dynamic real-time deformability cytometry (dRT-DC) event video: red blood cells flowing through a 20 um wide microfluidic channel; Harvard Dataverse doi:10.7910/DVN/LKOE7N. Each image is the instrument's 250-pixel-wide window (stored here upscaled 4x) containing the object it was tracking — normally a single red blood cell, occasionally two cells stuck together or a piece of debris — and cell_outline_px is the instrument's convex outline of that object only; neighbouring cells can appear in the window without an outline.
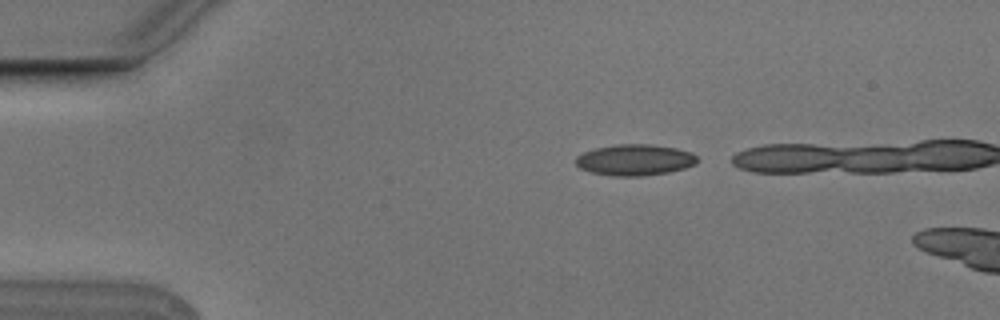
{"species": "Egyptian fruit bat (a non-hibernating species)", "species_latin": "Rousettus aegyptiacus", "temperature_condition": "cold", "stored_images_in_passage": 2, "camera_frame_rate_fps": 3000, "um_per_image_px": 0.085, "animal": {"sex": "male"}, "frame": {"image": 1, "passage_image": 1, "time_ms": 0.0, "image_size_px": [1000, 320], "cell_outline_px": [[700, 160], [696, 164], [684, 168], [668, 172], [644, 176], [616, 176], [592, 172], [580, 168], [576, 164], [576, 156], [584, 152], [596, 148], [616, 144], [652, 144], [676, 148], [692, 152]], "centroid_in_image_um": [54.0, 13.58], "position_along_channel_um": 31.0, "area_um2": 22.08}}